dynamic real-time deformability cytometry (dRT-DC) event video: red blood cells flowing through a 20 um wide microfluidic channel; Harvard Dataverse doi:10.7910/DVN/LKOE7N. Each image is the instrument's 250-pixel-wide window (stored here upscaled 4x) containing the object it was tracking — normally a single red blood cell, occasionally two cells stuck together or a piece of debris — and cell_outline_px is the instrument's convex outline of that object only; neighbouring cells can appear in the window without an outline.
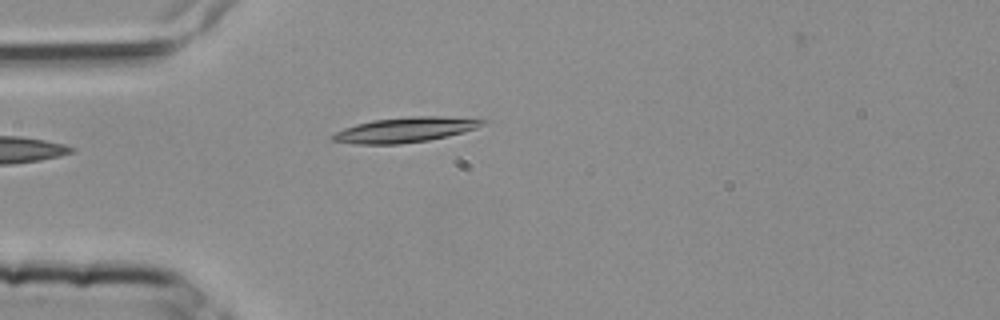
{"species": "common noctule bat (a hibernating species)", "species_latin": "Nyctalus noctula", "temperature_condition": "room temperature", "stored_images_in_passage": 4, "camera_frame_rate_fps": 3000, "um_per_image_px": 0.085, "animal": {"sex": "female", "body_mass_g": 25.1}, "frame": {"image": 1, "passage_image": 3, "time_ms": 0.667, "image_size_px": [1000, 320], "cell_outline_px": [[488, 120], [484, 124], [476, 128], [464, 132], [448, 136], [428, 140], [400, 144], [356, 144], [332, 140], [328, 136], [344, 128], [356, 124], [372, 120], [408, 116], [440, 116]], "centroid_in_image_um": [34.42, 11.03], "position_along_channel_um": 50.6, "area_um2": 21.91}}